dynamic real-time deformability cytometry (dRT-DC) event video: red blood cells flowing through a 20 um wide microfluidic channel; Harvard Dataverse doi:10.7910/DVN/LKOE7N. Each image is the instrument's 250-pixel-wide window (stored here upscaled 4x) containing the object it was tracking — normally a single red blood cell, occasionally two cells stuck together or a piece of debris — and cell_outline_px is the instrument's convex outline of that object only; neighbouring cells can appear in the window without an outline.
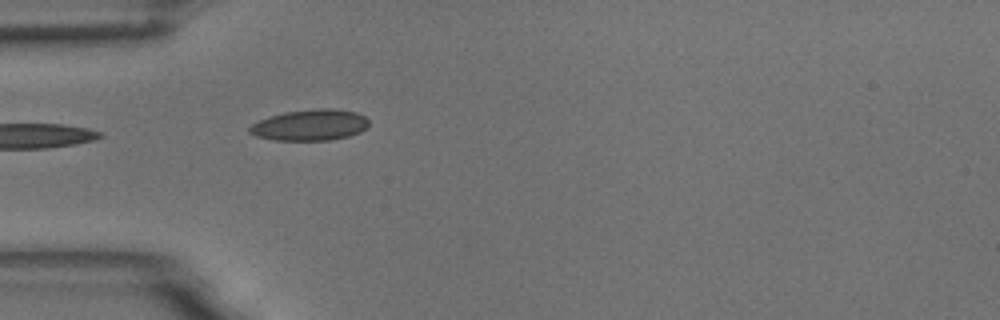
{"species": "common noctule bat (a hibernating species)", "species_latin": "Nyctalus noctula", "temperature_condition": "room temperature", "stored_images_in_passage": 25, "camera_frame_rate_fps": 3000, "um_per_image_px": 0.085, "animal": {"sex": "male", "body_mass_g": 18.8}, "frame": {"image": 1, "passage_image": 1, "time_ms": 0.0, "image_size_px": [1000, 320], "cell_outline_px": [[368, 124], [360, 132], [348, 136], [328, 140], [276, 140], [256, 136], [248, 132], [248, 128], [252, 124], [260, 120], [284, 112], [320, 108], [332, 108], [356, 112], [364, 116], [368, 120]], "centroid_in_image_um": [26.35, 10.62], "position_along_channel_um": 58.7, "area_um2": 21.39}}